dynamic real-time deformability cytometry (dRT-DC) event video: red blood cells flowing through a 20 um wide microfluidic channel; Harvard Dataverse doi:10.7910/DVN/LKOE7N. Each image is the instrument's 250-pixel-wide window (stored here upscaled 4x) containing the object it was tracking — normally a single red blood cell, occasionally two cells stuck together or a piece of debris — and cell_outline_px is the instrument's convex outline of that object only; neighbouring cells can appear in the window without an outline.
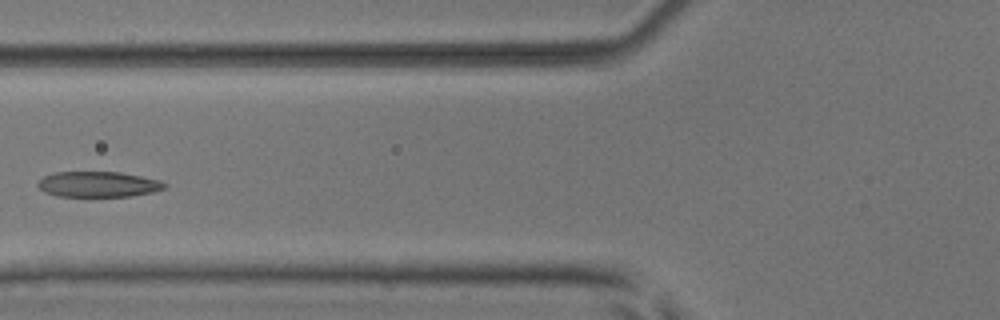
{"species": "common noctule bat (a hibernating species)", "species_latin": "Nyctalus noctula", "temperature_condition": "room temperature", "stored_images_in_passage": 7, "camera_frame_rate_fps": 3000, "um_per_image_px": 0.085, "animal": {"sex": "male", "body_mass_g": 17.9, "forearm_length_mm": 54.2}, "frame": {"image": 1, "passage_image": 6, "time_ms": 6.0, "image_size_px": [1000, 320], "cell_outline_px": [[168, 184], [164, 188], [152, 192], [132, 196], [56, 196], [44, 192], [36, 184], [44, 176], [56, 172], [120, 172], [160, 180]], "centroid_in_image_um": [8.35, 15.66], "position_along_channel_um": 117.5, "area_um2": 18.79}}
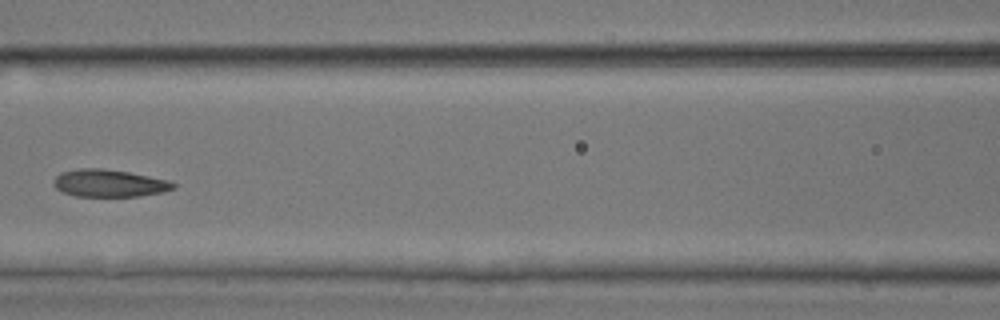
{"frame": {"image": 2, "passage_image": 7, "time_ms": 7.0, "image_size_px": [1000, 320], "cell_outline_px": [[176, 188], [164, 192], [140, 196], [76, 196], [64, 192], [56, 188], [52, 184], [52, 180], [60, 172], [80, 168], [104, 168], [128, 172], [168, 180], [176, 184]], "centroid_in_image_um": [9.27, 15.57], "position_along_channel_um": 157.3, "area_um2": 19.19}}